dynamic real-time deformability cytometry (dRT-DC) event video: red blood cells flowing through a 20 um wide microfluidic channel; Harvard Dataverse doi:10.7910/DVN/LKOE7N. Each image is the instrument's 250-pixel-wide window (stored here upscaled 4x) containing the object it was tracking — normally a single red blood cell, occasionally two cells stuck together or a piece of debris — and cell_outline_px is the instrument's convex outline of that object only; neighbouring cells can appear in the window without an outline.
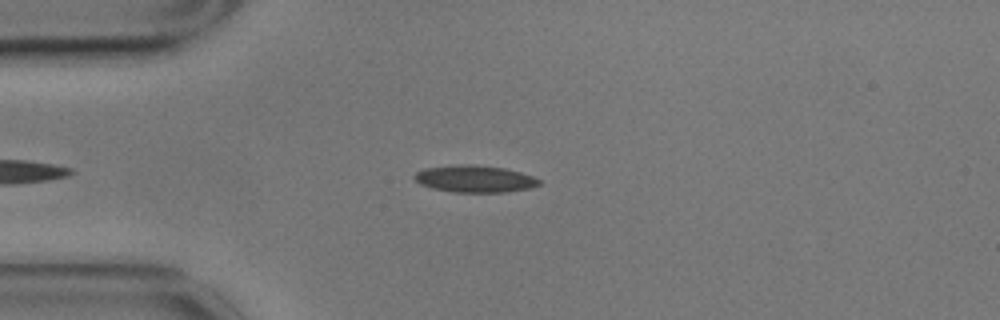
{"species": "common noctule bat (a hibernating species)", "species_latin": "Nyctalus noctula", "temperature_condition": "cold", "stored_images_in_passage": 44, "camera_frame_rate_fps": 3000, "um_per_image_px": 0.085, "animal": {"sex": "male", "body_mass_g": 17.9}, "frame": {"image": 1, "passage_image": 5, "time_ms": 1.333, "image_size_px": [1000, 320], "cell_outline_px": [[540, 184], [528, 188], [504, 192], [452, 192], [432, 188], [420, 184], [412, 176], [416, 172], [424, 168], [456, 164], [476, 164], [504, 168], [520, 172], [532, 176], [540, 180]], "centroid_in_image_um": [40.31, 15.19], "position_along_channel_um": 44.7, "area_um2": 19.65}}
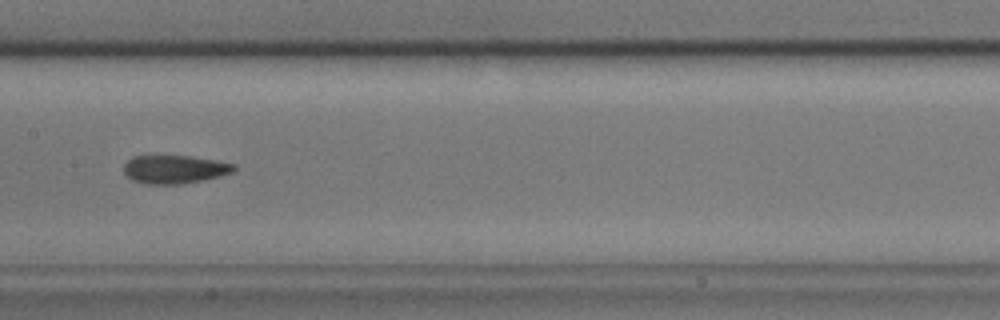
{"frame": {"image": 2, "passage_image": 19, "time_ms": 6.0, "image_size_px": [1000, 320], "cell_outline_px": [[236, 168], [232, 172], [220, 176], [204, 180], [184, 184], [144, 184], [132, 180], [124, 172], [124, 164], [132, 156], [188, 156], [216, 160], [236, 164]], "centroid_in_image_um": [14.85, 14.4], "position_along_channel_um": 192.6, "area_um2": 18.26}}
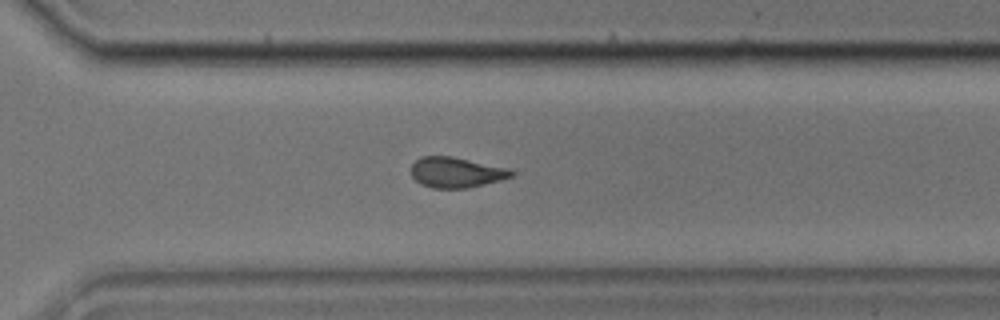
{"frame": {"image": 3, "passage_image": 31, "time_ms": 10.0, "image_size_px": [1000, 320], "cell_outline_px": [[516, 172], [512, 176], [500, 180], [468, 188], [432, 188], [420, 184], [412, 176], [412, 164], [420, 156], [452, 156], [512, 168]], "centroid_in_image_um": [38.81, 14.64], "position_along_channel_um": 331.8, "area_um2": 17.98}, "authors_computed_cell_mechanics": {"area_um2": 17.8024, "velocity_mm_per_s": 3.4886, "shape_relaxation_time_tau1_ms": 6.21, "shape_relaxation_time_tau2_ms": 3.4191, "deformation_change_tau1": 0.1724, "deformation_change_tau2": 0.0836}}